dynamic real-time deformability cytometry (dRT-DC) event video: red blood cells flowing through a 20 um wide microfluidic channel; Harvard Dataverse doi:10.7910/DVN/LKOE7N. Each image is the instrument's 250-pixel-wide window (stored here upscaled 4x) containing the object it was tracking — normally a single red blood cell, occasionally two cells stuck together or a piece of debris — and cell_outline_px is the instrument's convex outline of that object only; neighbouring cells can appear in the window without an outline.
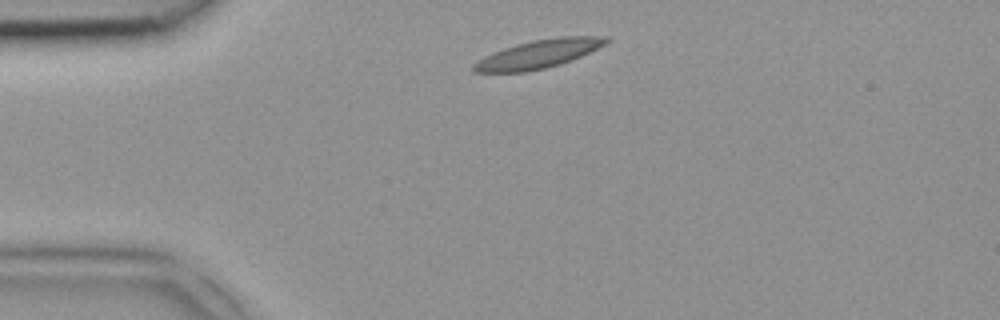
{"species": "common noctule bat (a hibernating species)", "species_latin": "Nyctalus noctula", "temperature_condition": "room temperature", "stored_images_in_passage": 4, "camera_frame_rate_fps": 3000, "um_per_image_px": 0.085, "animal": {"sex": "female", "body_mass_g": 18.4}, "frame": {"image": 1, "passage_image": 1, "time_ms": 0.0, "image_size_px": [1000, 320], "cell_outline_px": [[612, 40], [572, 60], [560, 64], [544, 68], [524, 72], [472, 72], [472, 64], [484, 56], [492, 52], [516, 44], [532, 40], [560, 36], [608, 36]], "centroid_in_image_um": [45.75, 4.58], "position_along_channel_um": 39.3, "area_um2": 21.85}}